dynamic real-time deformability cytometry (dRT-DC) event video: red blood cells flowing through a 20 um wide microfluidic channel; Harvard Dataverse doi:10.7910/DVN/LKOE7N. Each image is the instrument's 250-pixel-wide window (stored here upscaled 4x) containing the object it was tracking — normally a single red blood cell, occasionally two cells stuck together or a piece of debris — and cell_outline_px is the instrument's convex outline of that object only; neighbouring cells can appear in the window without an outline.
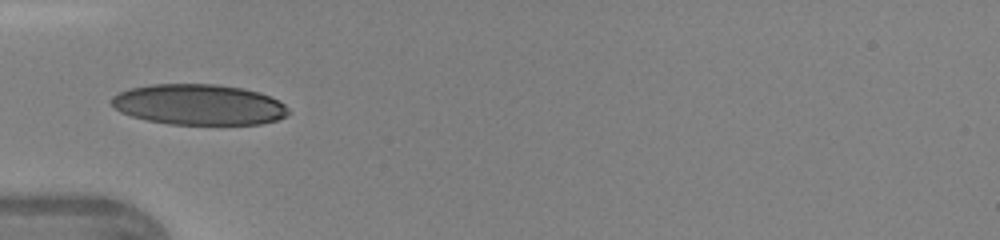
{"species": "human", "species_latin": "Homo sapiens", "temperature_condition": "warm", "stored_images_in_passage": 32, "camera_frame_rate_fps": 3000, "um_per_image_px": 0.085, "donor": {"sex": "female"}, "frame": {"image": 1, "passage_image": 1, "time_ms": 0.0, "image_size_px": [1000, 240], "cell_outline_px": [[288, 112], [284, 116], [276, 120], [260, 124], [168, 124], [148, 120], [132, 116], [120, 112], [112, 104], [112, 96], [120, 92], [132, 88], [152, 84], [216, 84], [244, 88], [260, 92], [284, 104], [288, 108]], "centroid_in_image_um": [16.9, 8.89], "position_along_channel_um": 68.1, "area_um2": 41.67}}
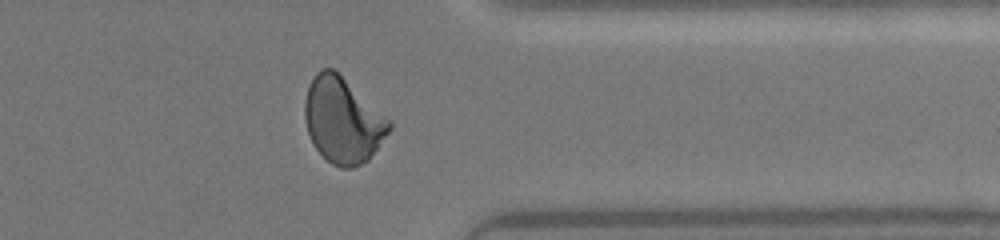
{"frame": {"image": 2, "passage_image": 23, "time_ms": 7.333, "image_size_px": [1000, 240], "cell_outline_px": [[392, 128], [368, 160], [352, 168], [340, 168], [332, 164], [316, 148], [308, 132], [304, 116], [304, 100], [308, 88], [316, 72], [324, 68], [332, 68], [392, 120]], "centroid_in_image_um": [29.15, 10.23], "position_along_channel_um": 382.3, "area_um2": 41.73}}
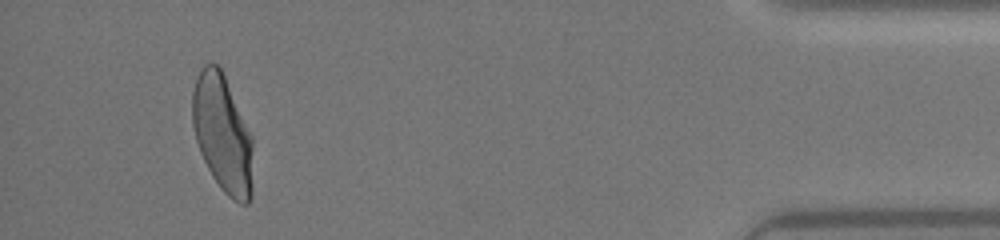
{"frame": {"image": 3, "passage_image": 29, "time_ms": 9.333, "image_size_px": [1000, 240], "cell_outline_px": [[252, 196], [248, 204], [240, 204], [232, 200], [220, 188], [212, 176], [200, 152], [196, 140], [192, 124], [192, 92], [200, 68], [204, 64], [216, 64], [220, 68], [224, 76], [252, 136]], "centroid_in_image_um": [18.91, 11.41], "position_along_channel_um": 416.3, "area_um2": 41.33}, "authors_computed_cell_mechanics": {"area_um2": 41.2114, "velocity_mm_per_s": 4.3536, "shape_relaxation_time_tau1_ms": 3.5925, "shape_relaxation_time_tau2_ms": null, "deformation_change_tau1": 0.1698, "deformation_change_tau2": null}}